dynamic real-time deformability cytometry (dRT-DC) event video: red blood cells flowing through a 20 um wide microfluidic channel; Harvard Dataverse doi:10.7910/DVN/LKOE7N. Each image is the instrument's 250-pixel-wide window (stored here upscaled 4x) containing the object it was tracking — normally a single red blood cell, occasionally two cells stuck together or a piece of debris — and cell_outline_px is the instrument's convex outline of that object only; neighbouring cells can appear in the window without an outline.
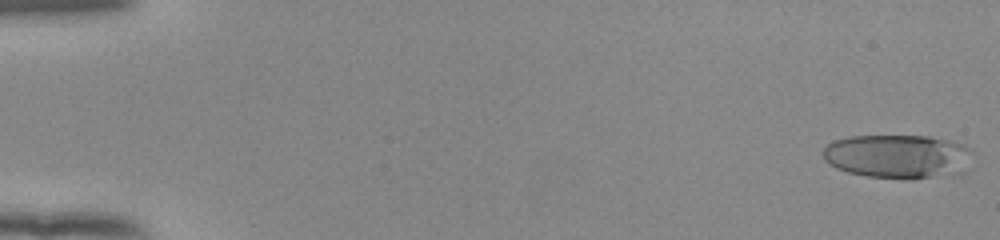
{"species": "human", "species_latin": "Homo sapiens", "temperature_condition": "room temperature", "stored_images_in_passage": 54, "camera_frame_rate_fps": 3000, "um_per_image_px": 0.085, "donor": {"sex": "female"}, "frame": {"image": 1, "passage_image": 1, "time_ms": 0.0, "image_size_px": [1000, 240], "cell_outline_px": [[972, 152], [968, 172], [908, 180], [904, 180], [868, 176], [848, 172], [836, 168], [828, 164], [824, 160], [824, 148], [832, 140], [848, 136], [928, 136], [948, 140], [964, 144], [972, 148]], "centroid_in_image_um": [76.36, 13.3], "position_along_channel_um": 8.6, "area_um2": 38.96}}
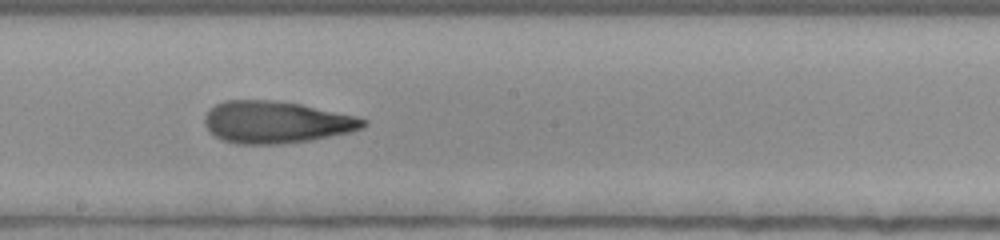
{"frame": {"image": 2, "passage_image": 31, "time_ms": 10.0, "image_size_px": [1000, 240], "cell_outline_px": [[368, 124], [364, 128], [352, 132], [312, 140], [276, 144], [236, 144], [224, 140], [208, 132], [204, 124], [204, 116], [216, 104], [224, 100], [272, 100], [300, 104], [356, 116], [368, 120]], "centroid_in_image_um": [23.49, 10.39], "position_along_channel_um": 224.7, "area_um2": 39.02}}
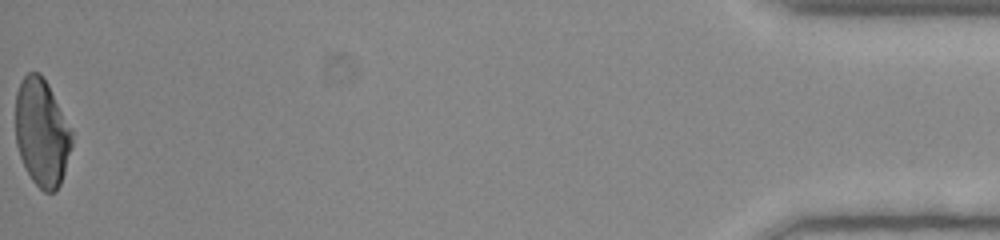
{"frame": {"image": 3, "passage_image": 54, "time_ms": 17.667, "image_size_px": [1000, 240], "cell_outline_px": [[72, 144], [64, 172], [60, 184], [56, 192], [44, 192], [32, 180], [20, 156], [16, 144], [16, 92], [20, 80], [28, 72], [40, 72], [48, 84], [72, 128]], "centroid_in_image_um": [3.56, 11.24], "position_along_channel_um": 431.6, "area_um2": 35.37}, "authors_computed_cell_mechanics": {"area_um2": 37.7723, "velocity_mm_per_s": 3.8921, "shape_relaxation_time_tau1_ms": null, "shape_relaxation_time_tau2_ms": 2.033, "deformation_change_tau1": null, "deformation_change_tau2": 0.1169}}